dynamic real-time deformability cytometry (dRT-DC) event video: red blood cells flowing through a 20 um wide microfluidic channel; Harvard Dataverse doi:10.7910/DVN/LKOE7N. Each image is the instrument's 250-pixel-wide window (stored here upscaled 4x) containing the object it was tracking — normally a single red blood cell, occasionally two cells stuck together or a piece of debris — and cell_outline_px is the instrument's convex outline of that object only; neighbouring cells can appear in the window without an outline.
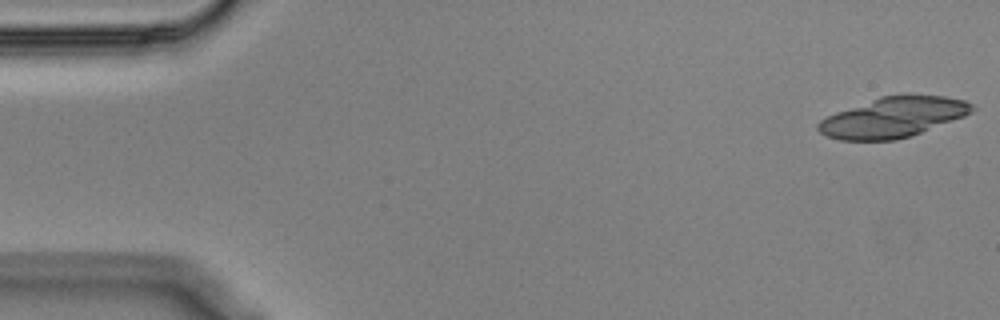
{"species": "Egyptian fruit bat (a non-hibernating species)", "species_latin": "Rousettus aegyptiacus", "temperature_condition": "cold", "stored_images_in_passage": 18, "camera_frame_rate_fps": 3000, "um_per_image_px": 0.085, "animal": {"sex": "male"}, "frame": {"image": 1, "passage_image": 1, "time_ms": 0.0, "image_size_px": [1000, 320], "cell_outline_px": [[976, 108], [964, 116], [920, 132], [896, 140], [840, 140], [828, 136], [820, 132], [816, 128], [816, 124], [820, 120], [836, 112], [880, 96], [944, 96], [964, 100], [972, 104]], "centroid_in_image_um": [75.88, 9.98], "position_along_channel_um": 9.1, "area_um2": 35.32}}